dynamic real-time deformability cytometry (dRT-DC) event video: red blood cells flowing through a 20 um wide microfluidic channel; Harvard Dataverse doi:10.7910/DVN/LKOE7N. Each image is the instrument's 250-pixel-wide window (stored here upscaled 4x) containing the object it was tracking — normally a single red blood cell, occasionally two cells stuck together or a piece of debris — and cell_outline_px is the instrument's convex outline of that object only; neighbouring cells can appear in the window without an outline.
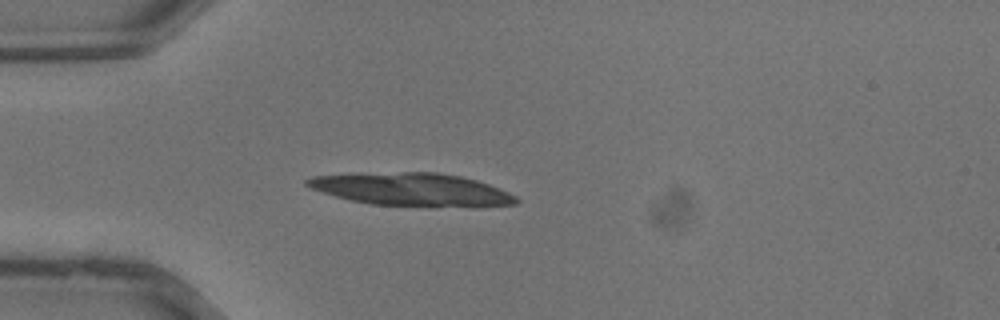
{"species": "common noctule bat (a hibernating species)", "species_latin": "Nyctalus noctula", "temperature_condition": "warm", "stored_images_in_passage": 6, "camera_frame_rate_fps": 3000, "um_per_image_px": 0.085, "animal": {"sex": "male", "body_mass_g": 13.3}, "frame": {"image": 1, "passage_image": 5, "time_ms": 1.333, "image_size_px": [1000, 320], "cell_outline_px": [[520, 200], [516, 204], [472, 208], [436, 208], [372, 204], [352, 200], [336, 196], [312, 188], [304, 184], [304, 180], [312, 176], [400, 172], [436, 172], [460, 176], [476, 180], [488, 184], [508, 192], [516, 196]], "centroid_in_image_um": [35.12, 16.14], "position_along_channel_um": 49.9, "area_um2": 40.52}}